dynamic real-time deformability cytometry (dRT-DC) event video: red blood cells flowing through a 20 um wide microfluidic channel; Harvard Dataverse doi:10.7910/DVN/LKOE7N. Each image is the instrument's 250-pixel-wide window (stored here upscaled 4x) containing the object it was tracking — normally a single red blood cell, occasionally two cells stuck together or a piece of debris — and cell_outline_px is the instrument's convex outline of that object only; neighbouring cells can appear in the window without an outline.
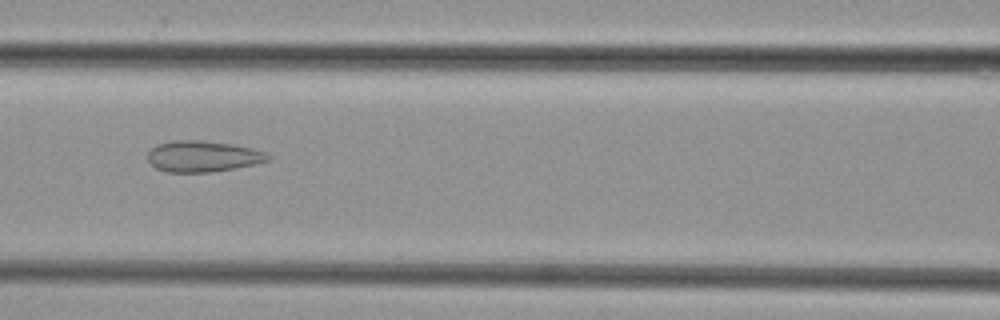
{"species": "common noctule bat (a hibernating species)", "species_latin": "Nyctalus noctula", "temperature_condition": "cold", "stored_images_in_passage": 34, "camera_frame_rate_fps": 3000, "um_per_image_px": 0.085, "animal": {"sex": "female", "body_mass_g": 29.2, "forearm_length_mm": 56.3}, "frame": {"image": 1, "passage_image": 7, "time_ms": 2.0, "image_size_px": [1000, 320], "cell_outline_px": [[272, 160], [256, 164], [212, 172], [168, 172], [156, 168], [148, 160], [148, 152], [156, 144], [172, 140], [200, 140], [232, 144], [252, 148], [264, 152], [272, 156]], "centroid_in_image_um": [17.26, 13.28], "position_along_channel_um": 149.3, "area_um2": 21.91}}
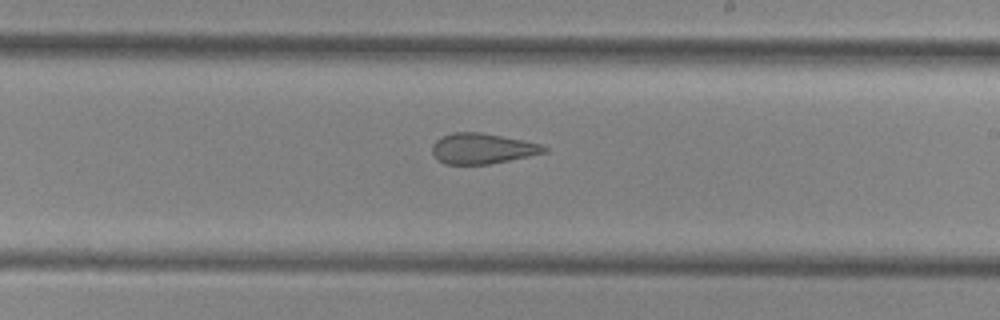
{"frame": {"image": 2, "passage_image": 14, "time_ms": 4.333, "image_size_px": [1000, 320], "cell_outline_px": [[548, 152], [488, 164], [444, 164], [432, 152], [432, 144], [436, 140], [452, 132], [480, 132], [524, 140], [540, 144], [548, 148]], "centroid_in_image_um": [41.0, 12.62], "position_along_channel_um": 248.0, "area_um2": 19.71}}
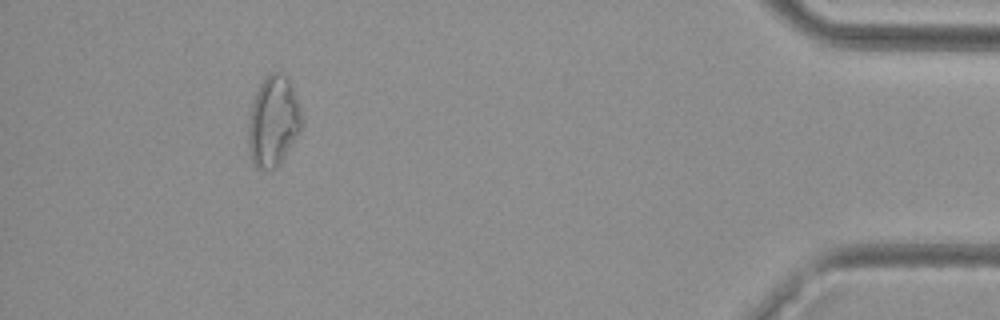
{"frame": {"image": 3, "passage_image": 30, "time_ms": 9.667, "image_size_px": [1000, 320], "cell_outline_px": [[300, 132], [280, 164], [272, 168], [256, 168], [252, 164], [248, 144], [248, 120], [252, 104], [256, 92], [260, 84], [272, 72], [280, 72], [288, 80], [300, 104]], "centroid_in_image_um": [23.21, 10.34], "position_along_channel_um": 412.0, "area_um2": 27.74}}